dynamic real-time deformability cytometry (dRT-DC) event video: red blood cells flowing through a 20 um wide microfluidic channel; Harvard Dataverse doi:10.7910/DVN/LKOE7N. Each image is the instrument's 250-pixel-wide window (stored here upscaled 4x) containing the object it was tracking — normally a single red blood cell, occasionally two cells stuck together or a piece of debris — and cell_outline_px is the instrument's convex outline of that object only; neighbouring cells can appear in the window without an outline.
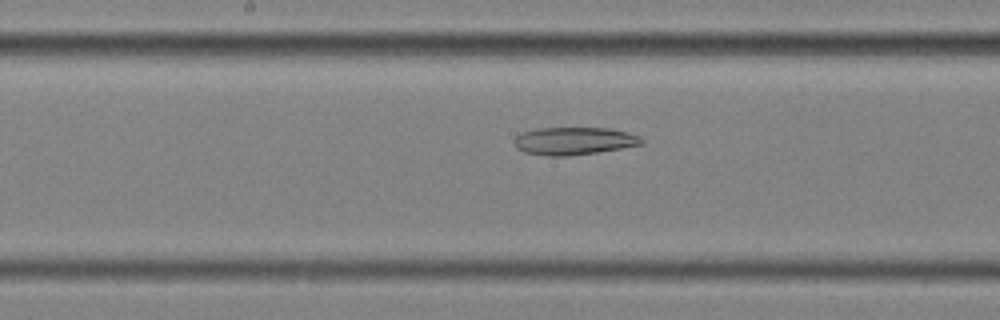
{"species": "common noctule bat (a hibernating species)", "species_latin": "Nyctalus noctula", "temperature_condition": "cold", "stored_images_in_passage": 55, "camera_frame_rate_fps": 3000, "um_per_image_px": 0.085, "animal": {"sex": "female", "body_mass_g": 25.1}, "frame": {"image": 1, "passage_image": 28, "time_ms": 9.0, "image_size_px": [1000, 320], "cell_outline_px": [[644, 144], [624, 148], [568, 156], [548, 156], [524, 152], [516, 148], [512, 140], [516, 136], [524, 132], [540, 128], [608, 128], [628, 132], [640, 136], [644, 140]], "centroid_in_image_um": [48.81, 11.98], "position_along_channel_um": 199.4, "area_um2": 20.63}}
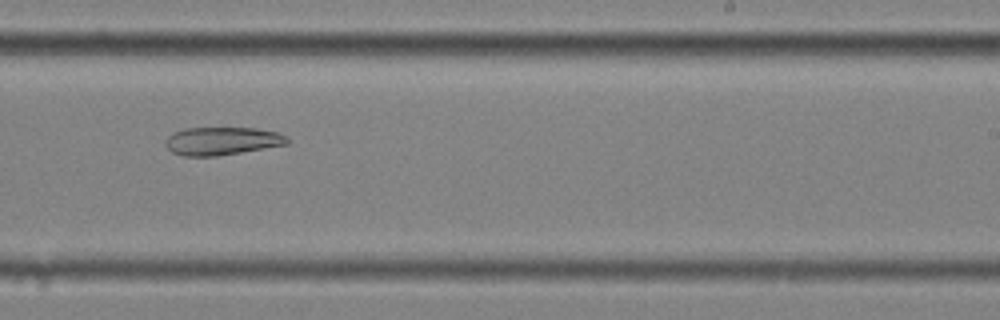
{"frame": {"image": 2, "passage_image": 34, "time_ms": 11.0, "image_size_px": [1000, 320], "cell_outline_px": [[288, 144], [216, 156], [184, 156], [172, 152], [164, 144], [164, 140], [172, 132], [184, 128], [256, 128], [276, 132], [288, 136]], "centroid_in_image_um": [18.83, 11.98], "position_along_channel_um": 270.2, "area_um2": 19.88}}
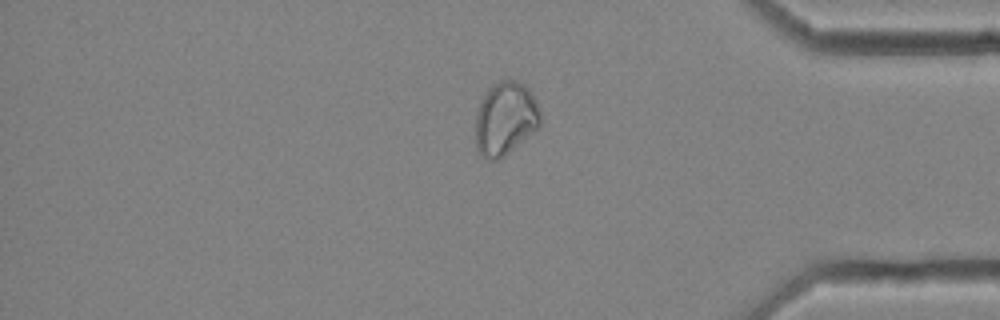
{"frame": {"image": 3, "passage_image": 46, "time_ms": 15.0, "image_size_px": [1000, 320], "cell_outline_px": [[540, 128], [504, 156], [496, 160], [488, 160], [476, 148], [476, 112], [488, 88], [492, 84], [500, 80], [516, 80], [524, 84], [528, 88], [536, 100], [540, 108]], "centroid_in_image_um": [42.98, 10.07], "position_along_channel_um": 392.2, "area_um2": 27.86}}